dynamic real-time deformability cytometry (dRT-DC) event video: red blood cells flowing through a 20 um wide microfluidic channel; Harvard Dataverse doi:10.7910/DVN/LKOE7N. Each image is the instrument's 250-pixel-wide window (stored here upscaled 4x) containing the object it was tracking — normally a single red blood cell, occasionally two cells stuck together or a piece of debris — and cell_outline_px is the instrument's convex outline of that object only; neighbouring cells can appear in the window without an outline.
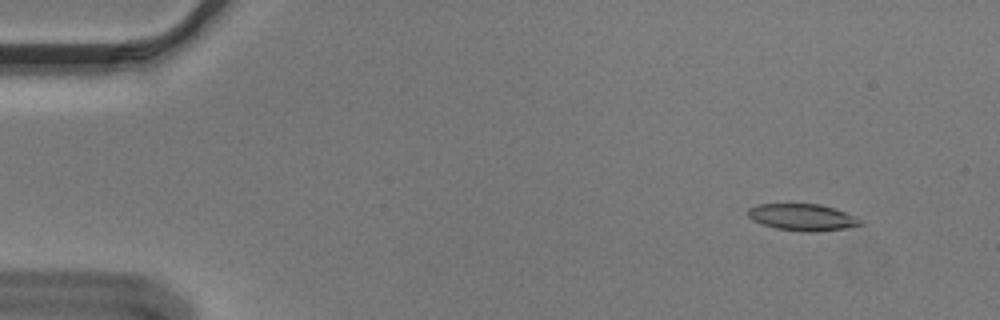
{"species": "Egyptian fruit bat (a non-hibernating species)", "species_latin": "Rousettus aegyptiacus", "temperature_condition": "cold", "stored_images_in_passage": 55, "camera_frame_rate_fps": 3000, "um_per_image_px": 0.085, "animal": {"sex": "male"}, "frame": {"image": 1, "passage_image": 5, "time_ms": 1.333, "image_size_px": [1000, 320], "cell_outline_px": [[864, 224], [848, 228], [816, 232], [808, 232], [776, 228], [752, 220], [748, 216], [748, 208], [756, 204], [820, 204], [856, 216], [864, 220]], "centroid_in_image_um": [68.25, 18.47], "position_along_channel_um": 16.8, "area_um2": 17.57}}
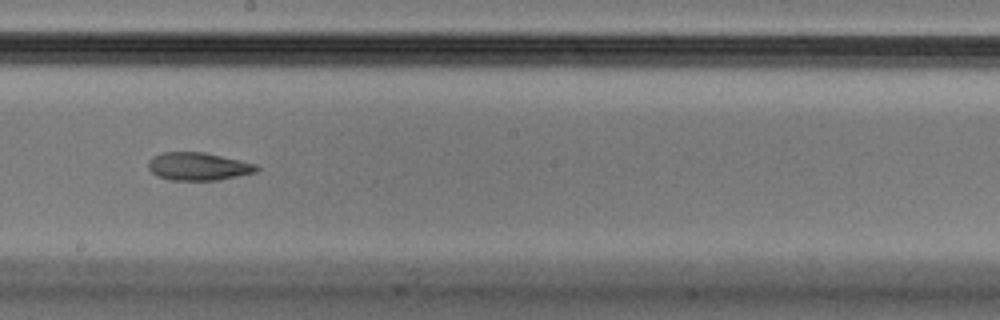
{"frame": {"image": 2, "passage_image": 31, "time_ms": 10.0, "image_size_px": [1000, 320], "cell_outline_px": [[260, 168], [256, 172], [220, 180], [172, 180], [156, 176], [148, 168], [148, 160], [152, 156], [164, 152], [204, 152], [240, 160], [256, 164]], "centroid_in_image_um": [16.84, 14.14], "position_along_channel_um": 231.4, "area_um2": 17.69}}
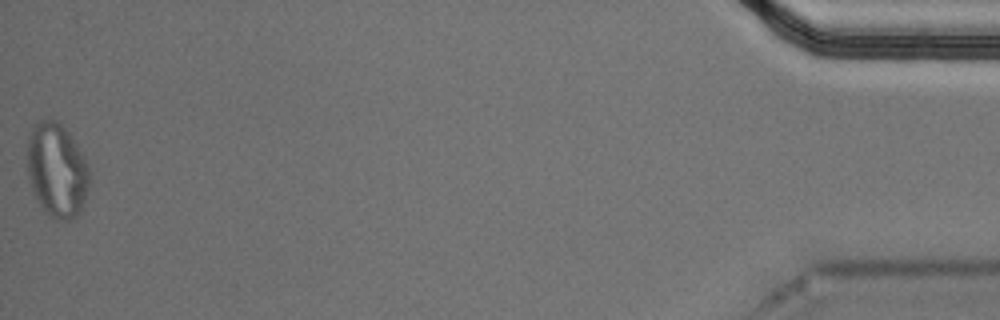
{"frame": {"image": 3, "passage_image": 55, "time_ms": 18.0, "image_size_px": [1000, 320], "cell_outline_px": [[88, 188], [80, 212], [72, 220], [56, 220], [48, 216], [40, 204], [28, 180], [28, 140], [32, 128], [40, 120], [56, 120], [68, 132], [84, 156], [88, 168]], "centroid_in_image_um": [4.83, 14.49], "position_along_channel_um": 430.4, "area_um2": 33.7}, "authors_computed_cell_mechanics": {"area_um2": 18.6116, "velocity_mm_per_s": 3.6472, "shape_relaxation_time_tau1_ms": null, "shape_relaxation_time_tau2_ms": 4.4938, "deformation_change_tau1": null, "deformation_change_tau2": 0.123}}